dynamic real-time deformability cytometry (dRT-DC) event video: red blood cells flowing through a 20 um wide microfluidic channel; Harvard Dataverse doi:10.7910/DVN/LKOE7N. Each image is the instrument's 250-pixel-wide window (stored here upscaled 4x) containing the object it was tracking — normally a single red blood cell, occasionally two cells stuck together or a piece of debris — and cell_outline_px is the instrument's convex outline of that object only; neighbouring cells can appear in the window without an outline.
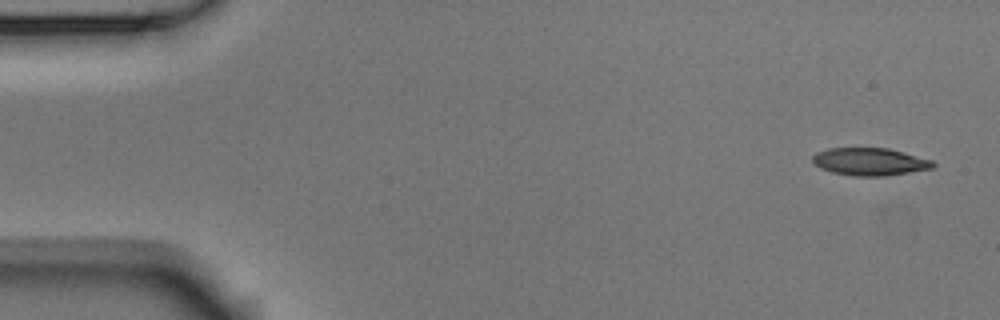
{"species": "Egyptian fruit bat (a non-hibernating species)", "species_latin": "Rousettus aegyptiacus", "temperature_condition": "room temperature", "stored_images_in_passage": 4, "camera_frame_rate_fps": 3000, "um_per_image_px": 0.085, "animal": {"sex": "male"}, "frame": {"image": 1, "passage_image": 1, "time_ms": 0.0, "image_size_px": [1000, 320], "cell_outline_px": [[936, 164], [932, 168], [884, 176], [852, 176], [832, 172], [820, 168], [812, 164], [812, 156], [816, 152], [828, 148], [888, 148], [932, 160]], "centroid_in_image_um": [73.88, 13.74], "position_along_channel_um": 11.1, "area_um2": 19.36}}
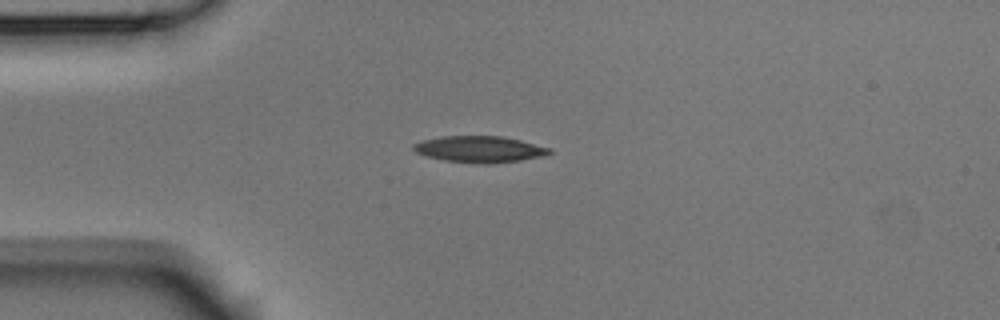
{"frame": {"image": 2, "passage_image": 4, "time_ms": 1.0, "image_size_px": [1000, 320], "cell_outline_px": [[552, 152], [544, 156], [520, 160], [488, 164], [480, 164], [444, 160], [428, 156], [416, 152], [412, 148], [412, 144], [420, 140], [440, 136], [504, 136], [552, 148]], "centroid_in_image_um": [40.76, 12.67], "position_along_channel_um": 44.2, "area_um2": 21.04}}